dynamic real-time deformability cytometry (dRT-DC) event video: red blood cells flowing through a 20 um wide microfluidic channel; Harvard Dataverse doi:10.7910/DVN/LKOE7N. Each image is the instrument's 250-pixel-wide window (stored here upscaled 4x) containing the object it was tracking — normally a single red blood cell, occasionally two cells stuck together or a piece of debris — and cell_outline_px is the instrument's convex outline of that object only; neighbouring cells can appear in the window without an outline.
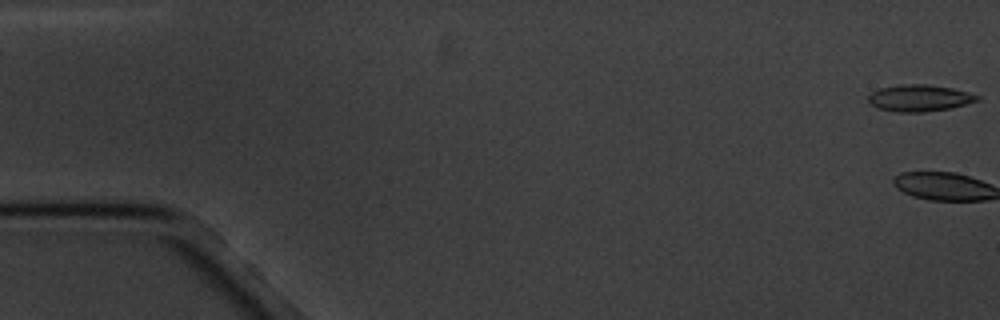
{"species": "common noctule bat (a hibernating species)", "species_latin": "Nyctalus noctula", "temperature_condition": "cold", "stored_images_in_passage": 7, "camera_frame_rate_fps": 3000, "um_per_image_px": 0.085, "animal": {"sex": "male", "body_mass_g": 20.1, "forearm_length_mm": 53.5}, "frame": {"image": 1, "passage_image": 1, "time_ms": 0.0, "image_size_px": [1000, 320], "cell_outline_px": [[980, 100], [948, 108], [924, 112], [896, 112], [876, 108], [868, 100], [868, 96], [872, 92], [880, 88], [900, 84], [928, 84], [952, 88], [968, 92], [980, 96]], "centroid_in_image_um": [78.13, 8.33], "position_along_channel_um": 6.9, "area_um2": 16.88}}